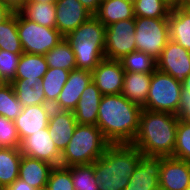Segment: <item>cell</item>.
<instances>
[{
    "label": "cell",
    "instance_id": "obj_1",
    "mask_svg": "<svg viewBox=\"0 0 190 190\" xmlns=\"http://www.w3.org/2000/svg\"><path fill=\"white\" fill-rule=\"evenodd\" d=\"M141 110L122 94L104 95L96 126L110 144H132L139 129Z\"/></svg>",
    "mask_w": 190,
    "mask_h": 190
},
{
    "label": "cell",
    "instance_id": "obj_2",
    "mask_svg": "<svg viewBox=\"0 0 190 190\" xmlns=\"http://www.w3.org/2000/svg\"><path fill=\"white\" fill-rule=\"evenodd\" d=\"M178 120V115L142 108L139 129L132 145L146 156H172Z\"/></svg>",
    "mask_w": 190,
    "mask_h": 190
},
{
    "label": "cell",
    "instance_id": "obj_3",
    "mask_svg": "<svg viewBox=\"0 0 190 190\" xmlns=\"http://www.w3.org/2000/svg\"><path fill=\"white\" fill-rule=\"evenodd\" d=\"M142 155L132 144H110L92 163L99 190L125 189Z\"/></svg>",
    "mask_w": 190,
    "mask_h": 190
},
{
    "label": "cell",
    "instance_id": "obj_4",
    "mask_svg": "<svg viewBox=\"0 0 190 190\" xmlns=\"http://www.w3.org/2000/svg\"><path fill=\"white\" fill-rule=\"evenodd\" d=\"M106 27L94 15L64 38L71 44L76 69L92 72L105 59Z\"/></svg>",
    "mask_w": 190,
    "mask_h": 190
},
{
    "label": "cell",
    "instance_id": "obj_5",
    "mask_svg": "<svg viewBox=\"0 0 190 190\" xmlns=\"http://www.w3.org/2000/svg\"><path fill=\"white\" fill-rule=\"evenodd\" d=\"M109 145L96 125L77 124L68 145L61 153L60 166L92 164L105 153Z\"/></svg>",
    "mask_w": 190,
    "mask_h": 190
},
{
    "label": "cell",
    "instance_id": "obj_6",
    "mask_svg": "<svg viewBox=\"0 0 190 190\" xmlns=\"http://www.w3.org/2000/svg\"><path fill=\"white\" fill-rule=\"evenodd\" d=\"M182 89V84L174 77L156 69L152 73L149 93L143 109L178 115Z\"/></svg>",
    "mask_w": 190,
    "mask_h": 190
},
{
    "label": "cell",
    "instance_id": "obj_7",
    "mask_svg": "<svg viewBox=\"0 0 190 190\" xmlns=\"http://www.w3.org/2000/svg\"><path fill=\"white\" fill-rule=\"evenodd\" d=\"M170 40L168 18L135 16V41L138 51L157 60Z\"/></svg>",
    "mask_w": 190,
    "mask_h": 190
},
{
    "label": "cell",
    "instance_id": "obj_8",
    "mask_svg": "<svg viewBox=\"0 0 190 190\" xmlns=\"http://www.w3.org/2000/svg\"><path fill=\"white\" fill-rule=\"evenodd\" d=\"M17 31L24 53L45 55L64 36L56 29L25 19L17 12Z\"/></svg>",
    "mask_w": 190,
    "mask_h": 190
},
{
    "label": "cell",
    "instance_id": "obj_9",
    "mask_svg": "<svg viewBox=\"0 0 190 190\" xmlns=\"http://www.w3.org/2000/svg\"><path fill=\"white\" fill-rule=\"evenodd\" d=\"M135 50V18L117 21L106 27L105 59L120 60Z\"/></svg>",
    "mask_w": 190,
    "mask_h": 190
},
{
    "label": "cell",
    "instance_id": "obj_10",
    "mask_svg": "<svg viewBox=\"0 0 190 190\" xmlns=\"http://www.w3.org/2000/svg\"><path fill=\"white\" fill-rule=\"evenodd\" d=\"M156 69L183 83L190 74V52L178 43L169 40L156 60Z\"/></svg>",
    "mask_w": 190,
    "mask_h": 190
},
{
    "label": "cell",
    "instance_id": "obj_11",
    "mask_svg": "<svg viewBox=\"0 0 190 190\" xmlns=\"http://www.w3.org/2000/svg\"><path fill=\"white\" fill-rule=\"evenodd\" d=\"M20 151L22 155L49 162L53 166H60L61 152L51 139L48 127L25 137L21 141Z\"/></svg>",
    "mask_w": 190,
    "mask_h": 190
},
{
    "label": "cell",
    "instance_id": "obj_12",
    "mask_svg": "<svg viewBox=\"0 0 190 190\" xmlns=\"http://www.w3.org/2000/svg\"><path fill=\"white\" fill-rule=\"evenodd\" d=\"M125 71L119 60L103 59L92 71V81L102 95L121 94Z\"/></svg>",
    "mask_w": 190,
    "mask_h": 190
},
{
    "label": "cell",
    "instance_id": "obj_13",
    "mask_svg": "<svg viewBox=\"0 0 190 190\" xmlns=\"http://www.w3.org/2000/svg\"><path fill=\"white\" fill-rule=\"evenodd\" d=\"M189 187L190 162L162 156L159 190H187Z\"/></svg>",
    "mask_w": 190,
    "mask_h": 190
},
{
    "label": "cell",
    "instance_id": "obj_14",
    "mask_svg": "<svg viewBox=\"0 0 190 190\" xmlns=\"http://www.w3.org/2000/svg\"><path fill=\"white\" fill-rule=\"evenodd\" d=\"M92 81V72L82 69L70 71L68 79L59 93L53 108L65 111H74L84 89Z\"/></svg>",
    "mask_w": 190,
    "mask_h": 190
},
{
    "label": "cell",
    "instance_id": "obj_15",
    "mask_svg": "<svg viewBox=\"0 0 190 190\" xmlns=\"http://www.w3.org/2000/svg\"><path fill=\"white\" fill-rule=\"evenodd\" d=\"M56 29L65 37L93 14L78 0H57Z\"/></svg>",
    "mask_w": 190,
    "mask_h": 190
},
{
    "label": "cell",
    "instance_id": "obj_16",
    "mask_svg": "<svg viewBox=\"0 0 190 190\" xmlns=\"http://www.w3.org/2000/svg\"><path fill=\"white\" fill-rule=\"evenodd\" d=\"M52 105H32L23 107L20 115L14 120L20 141L25 137L48 127Z\"/></svg>",
    "mask_w": 190,
    "mask_h": 190
},
{
    "label": "cell",
    "instance_id": "obj_17",
    "mask_svg": "<svg viewBox=\"0 0 190 190\" xmlns=\"http://www.w3.org/2000/svg\"><path fill=\"white\" fill-rule=\"evenodd\" d=\"M162 156L142 155L126 188L159 189Z\"/></svg>",
    "mask_w": 190,
    "mask_h": 190
},
{
    "label": "cell",
    "instance_id": "obj_18",
    "mask_svg": "<svg viewBox=\"0 0 190 190\" xmlns=\"http://www.w3.org/2000/svg\"><path fill=\"white\" fill-rule=\"evenodd\" d=\"M77 124L72 111L53 108L49 118L48 131L61 153L68 145Z\"/></svg>",
    "mask_w": 190,
    "mask_h": 190
},
{
    "label": "cell",
    "instance_id": "obj_19",
    "mask_svg": "<svg viewBox=\"0 0 190 190\" xmlns=\"http://www.w3.org/2000/svg\"><path fill=\"white\" fill-rule=\"evenodd\" d=\"M102 93L91 81L82 92L77 107L73 111L76 122L80 125H96Z\"/></svg>",
    "mask_w": 190,
    "mask_h": 190
},
{
    "label": "cell",
    "instance_id": "obj_20",
    "mask_svg": "<svg viewBox=\"0 0 190 190\" xmlns=\"http://www.w3.org/2000/svg\"><path fill=\"white\" fill-rule=\"evenodd\" d=\"M53 168L49 162L22 155L18 177L37 190H45Z\"/></svg>",
    "mask_w": 190,
    "mask_h": 190
},
{
    "label": "cell",
    "instance_id": "obj_21",
    "mask_svg": "<svg viewBox=\"0 0 190 190\" xmlns=\"http://www.w3.org/2000/svg\"><path fill=\"white\" fill-rule=\"evenodd\" d=\"M45 55L22 53L17 65L15 79L11 83L35 84L48 71Z\"/></svg>",
    "mask_w": 190,
    "mask_h": 190
},
{
    "label": "cell",
    "instance_id": "obj_22",
    "mask_svg": "<svg viewBox=\"0 0 190 190\" xmlns=\"http://www.w3.org/2000/svg\"><path fill=\"white\" fill-rule=\"evenodd\" d=\"M152 73H137L125 71L122 95L130 102L144 107L151 82Z\"/></svg>",
    "mask_w": 190,
    "mask_h": 190
},
{
    "label": "cell",
    "instance_id": "obj_23",
    "mask_svg": "<svg viewBox=\"0 0 190 190\" xmlns=\"http://www.w3.org/2000/svg\"><path fill=\"white\" fill-rule=\"evenodd\" d=\"M168 23L170 40L190 52V8H171Z\"/></svg>",
    "mask_w": 190,
    "mask_h": 190
},
{
    "label": "cell",
    "instance_id": "obj_24",
    "mask_svg": "<svg viewBox=\"0 0 190 190\" xmlns=\"http://www.w3.org/2000/svg\"><path fill=\"white\" fill-rule=\"evenodd\" d=\"M94 16L105 27L117 21L135 18L133 0H102Z\"/></svg>",
    "mask_w": 190,
    "mask_h": 190
},
{
    "label": "cell",
    "instance_id": "obj_25",
    "mask_svg": "<svg viewBox=\"0 0 190 190\" xmlns=\"http://www.w3.org/2000/svg\"><path fill=\"white\" fill-rule=\"evenodd\" d=\"M21 157L20 147H0V189L18 178Z\"/></svg>",
    "mask_w": 190,
    "mask_h": 190
},
{
    "label": "cell",
    "instance_id": "obj_26",
    "mask_svg": "<svg viewBox=\"0 0 190 190\" xmlns=\"http://www.w3.org/2000/svg\"><path fill=\"white\" fill-rule=\"evenodd\" d=\"M19 13L27 20L56 28V6L51 3H27Z\"/></svg>",
    "mask_w": 190,
    "mask_h": 190
},
{
    "label": "cell",
    "instance_id": "obj_27",
    "mask_svg": "<svg viewBox=\"0 0 190 190\" xmlns=\"http://www.w3.org/2000/svg\"><path fill=\"white\" fill-rule=\"evenodd\" d=\"M69 73V70L62 68H48V71L41 79L46 104L53 105L57 101L59 93L68 79Z\"/></svg>",
    "mask_w": 190,
    "mask_h": 190
},
{
    "label": "cell",
    "instance_id": "obj_28",
    "mask_svg": "<svg viewBox=\"0 0 190 190\" xmlns=\"http://www.w3.org/2000/svg\"><path fill=\"white\" fill-rule=\"evenodd\" d=\"M48 67L65 70L76 69V58L71 44L64 38L45 54Z\"/></svg>",
    "mask_w": 190,
    "mask_h": 190
},
{
    "label": "cell",
    "instance_id": "obj_29",
    "mask_svg": "<svg viewBox=\"0 0 190 190\" xmlns=\"http://www.w3.org/2000/svg\"><path fill=\"white\" fill-rule=\"evenodd\" d=\"M0 50L12 53H23L17 31V13H13L0 24Z\"/></svg>",
    "mask_w": 190,
    "mask_h": 190
},
{
    "label": "cell",
    "instance_id": "obj_30",
    "mask_svg": "<svg viewBox=\"0 0 190 190\" xmlns=\"http://www.w3.org/2000/svg\"><path fill=\"white\" fill-rule=\"evenodd\" d=\"M16 97L23 107L32 105L46 104V98L44 89L41 84V80L33 84L29 83H11Z\"/></svg>",
    "mask_w": 190,
    "mask_h": 190
},
{
    "label": "cell",
    "instance_id": "obj_31",
    "mask_svg": "<svg viewBox=\"0 0 190 190\" xmlns=\"http://www.w3.org/2000/svg\"><path fill=\"white\" fill-rule=\"evenodd\" d=\"M119 61L127 72L153 73L156 70V60L143 51H132Z\"/></svg>",
    "mask_w": 190,
    "mask_h": 190
},
{
    "label": "cell",
    "instance_id": "obj_32",
    "mask_svg": "<svg viewBox=\"0 0 190 190\" xmlns=\"http://www.w3.org/2000/svg\"><path fill=\"white\" fill-rule=\"evenodd\" d=\"M71 172V178L75 190H99L94 166L72 165L66 167Z\"/></svg>",
    "mask_w": 190,
    "mask_h": 190
},
{
    "label": "cell",
    "instance_id": "obj_33",
    "mask_svg": "<svg viewBox=\"0 0 190 190\" xmlns=\"http://www.w3.org/2000/svg\"><path fill=\"white\" fill-rule=\"evenodd\" d=\"M134 15L145 18H168L171 7L164 0H133Z\"/></svg>",
    "mask_w": 190,
    "mask_h": 190
},
{
    "label": "cell",
    "instance_id": "obj_34",
    "mask_svg": "<svg viewBox=\"0 0 190 190\" xmlns=\"http://www.w3.org/2000/svg\"><path fill=\"white\" fill-rule=\"evenodd\" d=\"M23 106L16 97L11 83L0 90V116L14 121L22 112Z\"/></svg>",
    "mask_w": 190,
    "mask_h": 190
},
{
    "label": "cell",
    "instance_id": "obj_35",
    "mask_svg": "<svg viewBox=\"0 0 190 190\" xmlns=\"http://www.w3.org/2000/svg\"><path fill=\"white\" fill-rule=\"evenodd\" d=\"M171 157L190 162V123L178 120L176 144Z\"/></svg>",
    "mask_w": 190,
    "mask_h": 190
},
{
    "label": "cell",
    "instance_id": "obj_36",
    "mask_svg": "<svg viewBox=\"0 0 190 190\" xmlns=\"http://www.w3.org/2000/svg\"><path fill=\"white\" fill-rule=\"evenodd\" d=\"M45 190H75L71 172L62 166H54L51 170Z\"/></svg>",
    "mask_w": 190,
    "mask_h": 190
},
{
    "label": "cell",
    "instance_id": "obj_37",
    "mask_svg": "<svg viewBox=\"0 0 190 190\" xmlns=\"http://www.w3.org/2000/svg\"><path fill=\"white\" fill-rule=\"evenodd\" d=\"M20 145L14 121L0 116V147H20Z\"/></svg>",
    "mask_w": 190,
    "mask_h": 190
},
{
    "label": "cell",
    "instance_id": "obj_38",
    "mask_svg": "<svg viewBox=\"0 0 190 190\" xmlns=\"http://www.w3.org/2000/svg\"><path fill=\"white\" fill-rule=\"evenodd\" d=\"M21 54L0 50V75L10 83L15 79Z\"/></svg>",
    "mask_w": 190,
    "mask_h": 190
},
{
    "label": "cell",
    "instance_id": "obj_39",
    "mask_svg": "<svg viewBox=\"0 0 190 190\" xmlns=\"http://www.w3.org/2000/svg\"><path fill=\"white\" fill-rule=\"evenodd\" d=\"M178 117L180 120L190 123V92L183 89Z\"/></svg>",
    "mask_w": 190,
    "mask_h": 190
},
{
    "label": "cell",
    "instance_id": "obj_40",
    "mask_svg": "<svg viewBox=\"0 0 190 190\" xmlns=\"http://www.w3.org/2000/svg\"><path fill=\"white\" fill-rule=\"evenodd\" d=\"M13 13L19 12L26 4L27 0H0Z\"/></svg>",
    "mask_w": 190,
    "mask_h": 190
},
{
    "label": "cell",
    "instance_id": "obj_41",
    "mask_svg": "<svg viewBox=\"0 0 190 190\" xmlns=\"http://www.w3.org/2000/svg\"><path fill=\"white\" fill-rule=\"evenodd\" d=\"M4 190H37L19 177Z\"/></svg>",
    "mask_w": 190,
    "mask_h": 190
},
{
    "label": "cell",
    "instance_id": "obj_42",
    "mask_svg": "<svg viewBox=\"0 0 190 190\" xmlns=\"http://www.w3.org/2000/svg\"><path fill=\"white\" fill-rule=\"evenodd\" d=\"M93 15L98 11L102 0H78Z\"/></svg>",
    "mask_w": 190,
    "mask_h": 190
},
{
    "label": "cell",
    "instance_id": "obj_43",
    "mask_svg": "<svg viewBox=\"0 0 190 190\" xmlns=\"http://www.w3.org/2000/svg\"><path fill=\"white\" fill-rule=\"evenodd\" d=\"M13 12L0 1V24L6 21Z\"/></svg>",
    "mask_w": 190,
    "mask_h": 190
},
{
    "label": "cell",
    "instance_id": "obj_44",
    "mask_svg": "<svg viewBox=\"0 0 190 190\" xmlns=\"http://www.w3.org/2000/svg\"><path fill=\"white\" fill-rule=\"evenodd\" d=\"M171 8L181 7V0H164Z\"/></svg>",
    "mask_w": 190,
    "mask_h": 190
},
{
    "label": "cell",
    "instance_id": "obj_45",
    "mask_svg": "<svg viewBox=\"0 0 190 190\" xmlns=\"http://www.w3.org/2000/svg\"><path fill=\"white\" fill-rule=\"evenodd\" d=\"M183 90L190 92V74L185 78L184 82L182 83Z\"/></svg>",
    "mask_w": 190,
    "mask_h": 190
},
{
    "label": "cell",
    "instance_id": "obj_46",
    "mask_svg": "<svg viewBox=\"0 0 190 190\" xmlns=\"http://www.w3.org/2000/svg\"><path fill=\"white\" fill-rule=\"evenodd\" d=\"M57 0H27V3H51L55 4Z\"/></svg>",
    "mask_w": 190,
    "mask_h": 190
},
{
    "label": "cell",
    "instance_id": "obj_47",
    "mask_svg": "<svg viewBox=\"0 0 190 190\" xmlns=\"http://www.w3.org/2000/svg\"><path fill=\"white\" fill-rule=\"evenodd\" d=\"M10 82L0 75V90L6 87Z\"/></svg>",
    "mask_w": 190,
    "mask_h": 190
},
{
    "label": "cell",
    "instance_id": "obj_48",
    "mask_svg": "<svg viewBox=\"0 0 190 190\" xmlns=\"http://www.w3.org/2000/svg\"><path fill=\"white\" fill-rule=\"evenodd\" d=\"M181 8H190V0H181Z\"/></svg>",
    "mask_w": 190,
    "mask_h": 190
},
{
    "label": "cell",
    "instance_id": "obj_49",
    "mask_svg": "<svg viewBox=\"0 0 190 190\" xmlns=\"http://www.w3.org/2000/svg\"><path fill=\"white\" fill-rule=\"evenodd\" d=\"M123 190H159V189H139V188H125Z\"/></svg>",
    "mask_w": 190,
    "mask_h": 190
}]
</instances>
